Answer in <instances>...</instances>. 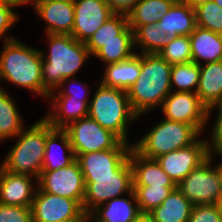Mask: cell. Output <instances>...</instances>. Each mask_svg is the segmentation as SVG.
I'll use <instances>...</instances> for the list:
<instances>
[{
	"label": "cell",
	"mask_w": 222,
	"mask_h": 222,
	"mask_svg": "<svg viewBox=\"0 0 222 222\" xmlns=\"http://www.w3.org/2000/svg\"><path fill=\"white\" fill-rule=\"evenodd\" d=\"M171 68L158 54H141L140 75L127 90L131 108L139 117L161 107L172 91Z\"/></svg>",
	"instance_id": "1"
},
{
	"label": "cell",
	"mask_w": 222,
	"mask_h": 222,
	"mask_svg": "<svg viewBox=\"0 0 222 222\" xmlns=\"http://www.w3.org/2000/svg\"><path fill=\"white\" fill-rule=\"evenodd\" d=\"M49 52L42 54V83L50 93L57 89L62 81L71 78L80 71L90 52L85 43L79 42L70 34H47Z\"/></svg>",
	"instance_id": "2"
},
{
	"label": "cell",
	"mask_w": 222,
	"mask_h": 222,
	"mask_svg": "<svg viewBox=\"0 0 222 222\" xmlns=\"http://www.w3.org/2000/svg\"><path fill=\"white\" fill-rule=\"evenodd\" d=\"M0 79L27 89L48 99L49 92L42 83L41 50L14 39L2 45Z\"/></svg>",
	"instance_id": "3"
},
{
	"label": "cell",
	"mask_w": 222,
	"mask_h": 222,
	"mask_svg": "<svg viewBox=\"0 0 222 222\" xmlns=\"http://www.w3.org/2000/svg\"><path fill=\"white\" fill-rule=\"evenodd\" d=\"M54 128L42 117L28 129L24 128L16 137L17 142L1 162L8 172L27 174L38 179L41 174L45 153L46 136Z\"/></svg>",
	"instance_id": "4"
},
{
	"label": "cell",
	"mask_w": 222,
	"mask_h": 222,
	"mask_svg": "<svg viewBox=\"0 0 222 222\" xmlns=\"http://www.w3.org/2000/svg\"><path fill=\"white\" fill-rule=\"evenodd\" d=\"M88 117L127 143L128 125L139 118L131 108L127 91L106 87L100 83L89 102Z\"/></svg>",
	"instance_id": "5"
},
{
	"label": "cell",
	"mask_w": 222,
	"mask_h": 222,
	"mask_svg": "<svg viewBox=\"0 0 222 222\" xmlns=\"http://www.w3.org/2000/svg\"><path fill=\"white\" fill-rule=\"evenodd\" d=\"M201 134L190 124L163 119L132 147L142 156L156 159L160 155L193 144Z\"/></svg>",
	"instance_id": "6"
},
{
	"label": "cell",
	"mask_w": 222,
	"mask_h": 222,
	"mask_svg": "<svg viewBox=\"0 0 222 222\" xmlns=\"http://www.w3.org/2000/svg\"><path fill=\"white\" fill-rule=\"evenodd\" d=\"M77 158L80 154L107 149H131L132 144L122 141L109 129L97 121L85 117L70 123L64 128Z\"/></svg>",
	"instance_id": "7"
},
{
	"label": "cell",
	"mask_w": 222,
	"mask_h": 222,
	"mask_svg": "<svg viewBox=\"0 0 222 222\" xmlns=\"http://www.w3.org/2000/svg\"><path fill=\"white\" fill-rule=\"evenodd\" d=\"M83 178L85 197L82 207L87 216L110 199L133 191V171L129 158L115 171V176Z\"/></svg>",
	"instance_id": "8"
},
{
	"label": "cell",
	"mask_w": 222,
	"mask_h": 222,
	"mask_svg": "<svg viewBox=\"0 0 222 222\" xmlns=\"http://www.w3.org/2000/svg\"><path fill=\"white\" fill-rule=\"evenodd\" d=\"M213 157L210 154L177 185L193 205L218 204L221 200L219 170L213 166Z\"/></svg>",
	"instance_id": "9"
},
{
	"label": "cell",
	"mask_w": 222,
	"mask_h": 222,
	"mask_svg": "<svg viewBox=\"0 0 222 222\" xmlns=\"http://www.w3.org/2000/svg\"><path fill=\"white\" fill-rule=\"evenodd\" d=\"M33 222H88L83 207L74 199L37 189L32 202Z\"/></svg>",
	"instance_id": "10"
},
{
	"label": "cell",
	"mask_w": 222,
	"mask_h": 222,
	"mask_svg": "<svg viewBox=\"0 0 222 222\" xmlns=\"http://www.w3.org/2000/svg\"><path fill=\"white\" fill-rule=\"evenodd\" d=\"M160 109L165 119L192 125L201 135L209 120V110L193 92L171 91Z\"/></svg>",
	"instance_id": "11"
},
{
	"label": "cell",
	"mask_w": 222,
	"mask_h": 222,
	"mask_svg": "<svg viewBox=\"0 0 222 222\" xmlns=\"http://www.w3.org/2000/svg\"><path fill=\"white\" fill-rule=\"evenodd\" d=\"M38 189L49 194L76 200L81 206L85 197V183L77 160L54 171H41L36 180Z\"/></svg>",
	"instance_id": "12"
},
{
	"label": "cell",
	"mask_w": 222,
	"mask_h": 222,
	"mask_svg": "<svg viewBox=\"0 0 222 222\" xmlns=\"http://www.w3.org/2000/svg\"><path fill=\"white\" fill-rule=\"evenodd\" d=\"M210 153L208 140L199 137L193 144L160 155L156 160L178 185L194 168L202 164Z\"/></svg>",
	"instance_id": "13"
},
{
	"label": "cell",
	"mask_w": 222,
	"mask_h": 222,
	"mask_svg": "<svg viewBox=\"0 0 222 222\" xmlns=\"http://www.w3.org/2000/svg\"><path fill=\"white\" fill-rule=\"evenodd\" d=\"M74 25L70 35L86 43L114 14L105 0H74Z\"/></svg>",
	"instance_id": "14"
},
{
	"label": "cell",
	"mask_w": 222,
	"mask_h": 222,
	"mask_svg": "<svg viewBox=\"0 0 222 222\" xmlns=\"http://www.w3.org/2000/svg\"><path fill=\"white\" fill-rule=\"evenodd\" d=\"M32 177L8 172L0 166V204L31 207L38 189Z\"/></svg>",
	"instance_id": "15"
},
{
	"label": "cell",
	"mask_w": 222,
	"mask_h": 222,
	"mask_svg": "<svg viewBox=\"0 0 222 222\" xmlns=\"http://www.w3.org/2000/svg\"><path fill=\"white\" fill-rule=\"evenodd\" d=\"M131 149H107L80 154L83 177L115 176V171L129 158Z\"/></svg>",
	"instance_id": "16"
},
{
	"label": "cell",
	"mask_w": 222,
	"mask_h": 222,
	"mask_svg": "<svg viewBox=\"0 0 222 222\" xmlns=\"http://www.w3.org/2000/svg\"><path fill=\"white\" fill-rule=\"evenodd\" d=\"M33 7L47 25L45 34L72 33L74 1L37 0Z\"/></svg>",
	"instance_id": "17"
},
{
	"label": "cell",
	"mask_w": 222,
	"mask_h": 222,
	"mask_svg": "<svg viewBox=\"0 0 222 222\" xmlns=\"http://www.w3.org/2000/svg\"><path fill=\"white\" fill-rule=\"evenodd\" d=\"M129 161L133 171V186L177 187L156 159L144 157L132 147Z\"/></svg>",
	"instance_id": "18"
},
{
	"label": "cell",
	"mask_w": 222,
	"mask_h": 222,
	"mask_svg": "<svg viewBox=\"0 0 222 222\" xmlns=\"http://www.w3.org/2000/svg\"><path fill=\"white\" fill-rule=\"evenodd\" d=\"M98 206L88 215V222H133L140 214L134 192Z\"/></svg>",
	"instance_id": "19"
},
{
	"label": "cell",
	"mask_w": 222,
	"mask_h": 222,
	"mask_svg": "<svg viewBox=\"0 0 222 222\" xmlns=\"http://www.w3.org/2000/svg\"><path fill=\"white\" fill-rule=\"evenodd\" d=\"M52 110L43 118L55 129H64L70 123L88 117L89 99H69L67 96H48Z\"/></svg>",
	"instance_id": "20"
},
{
	"label": "cell",
	"mask_w": 222,
	"mask_h": 222,
	"mask_svg": "<svg viewBox=\"0 0 222 222\" xmlns=\"http://www.w3.org/2000/svg\"><path fill=\"white\" fill-rule=\"evenodd\" d=\"M110 41H134V33L128 26L125 14H113L85 43L90 55H94Z\"/></svg>",
	"instance_id": "21"
},
{
	"label": "cell",
	"mask_w": 222,
	"mask_h": 222,
	"mask_svg": "<svg viewBox=\"0 0 222 222\" xmlns=\"http://www.w3.org/2000/svg\"><path fill=\"white\" fill-rule=\"evenodd\" d=\"M157 26L170 38L189 36L196 27L195 10L190 5L177 0L158 21Z\"/></svg>",
	"instance_id": "22"
},
{
	"label": "cell",
	"mask_w": 222,
	"mask_h": 222,
	"mask_svg": "<svg viewBox=\"0 0 222 222\" xmlns=\"http://www.w3.org/2000/svg\"><path fill=\"white\" fill-rule=\"evenodd\" d=\"M192 61L198 65L222 60V35L195 27L189 35Z\"/></svg>",
	"instance_id": "23"
},
{
	"label": "cell",
	"mask_w": 222,
	"mask_h": 222,
	"mask_svg": "<svg viewBox=\"0 0 222 222\" xmlns=\"http://www.w3.org/2000/svg\"><path fill=\"white\" fill-rule=\"evenodd\" d=\"M100 84L127 91L138 79L141 69V54L136 53L128 60L105 65Z\"/></svg>",
	"instance_id": "24"
},
{
	"label": "cell",
	"mask_w": 222,
	"mask_h": 222,
	"mask_svg": "<svg viewBox=\"0 0 222 222\" xmlns=\"http://www.w3.org/2000/svg\"><path fill=\"white\" fill-rule=\"evenodd\" d=\"M200 67V78L196 94L209 110L222 102V60L209 62Z\"/></svg>",
	"instance_id": "25"
},
{
	"label": "cell",
	"mask_w": 222,
	"mask_h": 222,
	"mask_svg": "<svg viewBox=\"0 0 222 222\" xmlns=\"http://www.w3.org/2000/svg\"><path fill=\"white\" fill-rule=\"evenodd\" d=\"M57 140H60V143L57 142ZM56 145L57 148L60 147L64 149L62 157L56 155L57 152L55 154L54 150L56 149ZM75 160L76 157L67 132L64 129L54 128L46 136L42 171H54L59 168H64L72 164Z\"/></svg>",
	"instance_id": "26"
},
{
	"label": "cell",
	"mask_w": 222,
	"mask_h": 222,
	"mask_svg": "<svg viewBox=\"0 0 222 222\" xmlns=\"http://www.w3.org/2000/svg\"><path fill=\"white\" fill-rule=\"evenodd\" d=\"M193 206L176 187L159 207L148 214L154 222H188Z\"/></svg>",
	"instance_id": "27"
},
{
	"label": "cell",
	"mask_w": 222,
	"mask_h": 222,
	"mask_svg": "<svg viewBox=\"0 0 222 222\" xmlns=\"http://www.w3.org/2000/svg\"><path fill=\"white\" fill-rule=\"evenodd\" d=\"M177 0H140L127 14L128 26L134 31L146 24L158 23Z\"/></svg>",
	"instance_id": "28"
},
{
	"label": "cell",
	"mask_w": 222,
	"mask_h": 222,
	"mask_svg": "<svg viewBox=\"0 0 222 222\" xmlns=\"http://www.w3.org/2000/svg\"><path fill=\"white\" fill-rule=\"evenodd\" d=\"M10 94L0 87V142L15 138L23 129V119Z\"/></svg>",
	"instance_id": "29"
},
{
	"label": "cell",
	"mask_w": 222,
	"mask_h": 222,
	"mask_svg": "<svg viewBox=\"0 0 222 222\" xmlns=\"http://www.w3.org/2000/svg\"><path fill=\"white\" fill-rule=\"evenodd\" d=\"M133 33L134 44L139 45L141 54H158L172 40L157 23L141 25Z\"/></svg>",
	"instance_id": "30"
},
{
	"label": "cell",
	"mask_w": 222,
	"mask_h": 222,
	"mask_svg": "<svg viewBox=\"0 0 222 222\" xmlns=\"http://www.w3.org/2000/svg\"><path fill=\"white\" fill-rule=\"evenodd\" d=\"M200 78V67L192 62L172 65L170 82L171 90L196 93ZM177 89L173 90V88ZM194 89V90H193Z\"/></svg>",
	"instance_id": "31"
},
{
	"label": "cell",
	"mask_w": 222,
	"mask_h": 222,
	"mask_svg": "<svg viewBox=\"0 0 222 222\" xmlns=\"http://www.w3.org/2000/svg\"><path fill=\"white\" fill-rule=\"evenodd\" d=\"M176 187L133 186V192L141 213H149L159 207Z\"/></svg>",
	"instance_id": "32"
},
{
	"label": "cell",
	"mask_w": 222,
	"mask_h": 222,
	"mask_svg": "<svg viewBox=\"0 0 222 222\" xmlns=\"http://www.w3.org/2000/svg\"><path fill=\"white\" fill-rule=\"evenodd\" d=\"M134 41H110L99 49L93 56L102 61L105 65L118 63L133 57L136 52Z\"/></svg>",
	"instance_id": "33"
},
{
	"label": "cell",
	"mask_w": 222,
	"mask_h": 222,
	"mask_svg": "<svg viewBox=\"0 0 222 222\" xmlns=\"http://www.w3.org/2000/svg\"><path fill=\"white\" fill-rule=\"evenodd\" d=\"M158 55L171 65L192 62L191 43L189 36L172 38Z\"/></svg>",
	"instance_id": "34"
},
{
	"label": "cell",
	"mask_w": 222,
	"mask_h": 222,
	"mask_svg": "<svg viewBox=\"0 0 222 222\" xmlns=\"http://www.w3.org/2000/svg\"><path fill=\"white\" fill-rule=\"evenodd\" d=\"M196 26L222 35V8L213 0L194 8Z\"/></svg>",
	"instance_id": "35"
},
{
	"label": "cell",
	"mask_w": 222,
	"mask_h": 222,
	"mask_svg": "<svg viewBox=\"0 0 222 222\" xmlns=\"http://www.w3.org/2000/svg\"><path fill=\"white\" fill-rule=\"evenodd\" d=\"M0 222H33L32 209L0 204Z\"/></svg>",
	"instance_id": "36"
},
{
	"label": "cell",
	"mask_w": 222,
	"mask_h": 222,
	"mask_svg": "<svg viewBox=\"0 0 222 222\" xmlns=\"http://www.w3.org/2000/svg\"><path fill=\"white\" fill-rule=\"evenodd\" d=\"M188 222H222L217 204L194 205Z\"/></svg>",
	"instance_id": "37"
},
{
	"label": "cell",
	"mask_w": 222,
	"mask_h": 222,
	"mask_svg": "<svg viewBox=\"0 0 222 222\" xmlns=\"http://www.w3.org/2000/svg\"><path fill=\"white\" fill-rule=\"evenodd\" d=\"M15 6L8 4L4 0H0V39L5 37V42L17 39L15 37L5 36L7 31L16 23L18 15L14 12ZM4 36V37H3Z\"/></svg>",
	"instance_id": "38"
},
{
	"label": "cell",
	"mask_w": 222,
	"mask_h": 222,
	"mask_svg": "<svg viewBox=\"0 0 222 222\" xmlns=\"http://www.w3.org/2000/svg\"><path fill=\"white\" fill-rule=\"evenodd\" d=\"M218 109L217 118L212 127L211 138L208 140L211 153L222 152V102L217 103L209 109V118L213 109Z\"/></svg>",
	"instance_id": "39"
},
{
	"label": "cell",
	"mask_w": 222,
	"mask_h": 222,
	"mask_svg": "<svg viewBox=\"0 0 222 222\" xmlns=\"http://www.w3.org/2000/svg\"><path fill=\"white\" fill-rule=\"evenodd\" d=\"M72 82L77 83V79H75V77L66 78L64 81L61 82V84L59 85L57 89L49 93V96H67L69 99H88L89 94H87V92L84 91L85 89H88V87L80 83L79 85H83L82 87L84 88L82 89L84 90H79L80 86L78 87L79 89L77 88V86L74 88L73 86H71V84H73ZM67 83H69L68 85H70L73 88L68 87L67 90L62 89L63 86H68ZM73 85L75 86V84ZM59 88H60V91H57L59 90Z\"/></svg>",
	"instance_id": "40"
},
{
	"label": "cell",
	"mask_w": 222,
	"mask_h": 222,
	"mask_svg": "<svg viewBox=\"0 0 222 222\" xmlns=\"http://www.w3.org/2000/svg\"><path fill=\"white\" fill-rule=\"evenodd\" d=\"M114 14L127 15L140 0H105Z\"/></svg>",
	"instance_id": "41"
},
{
	"label": "cell",
	"mask_w": 222,
	"mask_h": 222,
	"mask_svg": "<svg viewBox=\"0 0 222 222\" xmlns=\"http://www.w3.org/2000/svg\"><path fill=\"white\" fill-rule=\"evenodd\" d=\"M8 4H12L13 6H22V5H28L29 3H32L34 6L37 0H4Z\"/></svg>",
	"instance_id": "42"
},
{
	"label": "cell",
	"mask_w": 222,
	"mask_h": 222,
	"mask_svg": "<svg viewBox=\"0 0 222 222\" xmlns=\"http://www.w3.org/2000/svg\"><path fill=\"white\" fill-rule=\"evenodd\" d=\"M181 1L190 5L192 8H195L201 4L207 3L208 1L212 0H181Z\"/></svg>",
	"instance_id": "43"
},
{
	"label": "cell",
	"mask_w": 222,
	"mask_h": 222,
	"mask_svg": "<svg viewBox=\"0 0 222 222\" xmlns=\"http://www.w3.org/2000/svg\"><path fill=\"white\" fill-rule=\"evenodd\" d=\"M210 154H215L217 156H220V158L222 159V152H218V153H210ZM216 166L218 167L219 170V178H220V191H221V199H222V161L217 163Z\"/></svg>",
	"instance_id": "44"
},
{
	"label": "cell",
	"mask_w": 222,
	"mask_h": 222,
	"mask_svg": "<svg viewBox=\"0 0 222 222\" xmlns=\"http://www.w3.org/2000/svg\"><path fill=\"white\" fill-rule=\"evenodd\" d=\"M133 222H154L147 213H141Z\"/></svg>",
	"instance_id": "45"
},
{
	"label": "cell",
	"mask_w": 222,
	"mask_h": 222,
	"mask_svg": "<svg viewBox=\"0 0 222 222\" xmlns=\"http://www.w3.org/2000/svg\"><path fill=\"white\" fill-rule=\"evenodd\" d=\"M217 205H218V207L220 209L221 218H222V199L219 201V203Z\"/></svg>",
	"instance_id": "46"
},
{
	"label": "cell",
	"mask_w": 222,
	"mask_h": 222,
	"mask_svg": "<svg viewBox=\"0 0 222 222\" xmlns=\"http://www.w3.org/2000/svg\"><path fill=\"white\" fill-rule=\"evenodd\" d=\"M220 8H222V0H213Z\"/></svg>",
	"instance_id": "47"
},
{
	"label": "cell",
	"mask_w": 222,
	"mask_h": 222,
	"mask_svg": "<svg viewBox=\"0 0 222 222\" xmlns=\"http://www.w3.org/2000/svg\"><path fill=\"white\" fill-rule=\"evenodd\" d=\"M55 1H74V0H55Z\"/></svg>",
	"instance_id": "48"
}]
</instances>
